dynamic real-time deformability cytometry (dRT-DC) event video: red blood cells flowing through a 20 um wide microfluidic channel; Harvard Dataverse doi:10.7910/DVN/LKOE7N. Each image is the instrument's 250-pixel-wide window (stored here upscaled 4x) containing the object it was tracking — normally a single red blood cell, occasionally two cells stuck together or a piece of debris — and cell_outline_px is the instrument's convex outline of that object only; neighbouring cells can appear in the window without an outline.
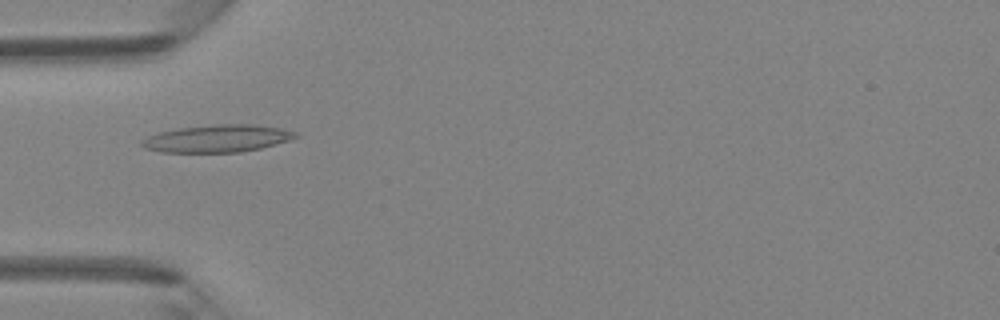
{"species": "Egyptian fruit bat (a non-hibernating species)", "species_latin": "Rousettus aegyptiacus", "temperature_condition": "room temperature", "stored_images_in_passage": 6, "camera_frame_rate_fps": 3000, "um_per_image_px": 0.085, "animal": {"sex": "female"}, "frame": {"image": 1, "passage_image": 5, "time_ms": 4.667, "image_size_px": [1000, 320], "cell_outline_px": [[300, 136], [288, 140], [260, 148], [240, 152], [160, 152], [144, 148], [140, 144], [140, 140], [148, 136], [160, 132], [180, 128], [220, 124], [252, 124], [280, 128], [296, 132]], "centroid_in_image_um": [18.45, 11.77], "position_along_channel_um": 66.6, "area_um2": 24.33}}
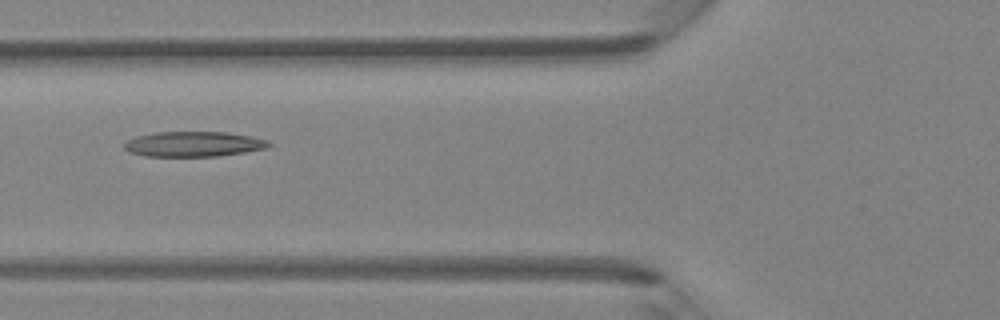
{"frame": {"image": 2, "passage_image": 6, "time_ms": 5.667, "image_size_px": [1000, 320], "cell_outline_px": [[272, 144], [268, 148], [244, 152], [216, 156], [148, 156], [128, 152], [124, 148], [124, 144], [128, 140], [136, 136], [156, 132], [228, 132], [252, 136], [268, 140]], "centroid_in_image_um": [16.48, 12.24], "position_along_channel_um": 109.3, "area_um2": 21.21}}